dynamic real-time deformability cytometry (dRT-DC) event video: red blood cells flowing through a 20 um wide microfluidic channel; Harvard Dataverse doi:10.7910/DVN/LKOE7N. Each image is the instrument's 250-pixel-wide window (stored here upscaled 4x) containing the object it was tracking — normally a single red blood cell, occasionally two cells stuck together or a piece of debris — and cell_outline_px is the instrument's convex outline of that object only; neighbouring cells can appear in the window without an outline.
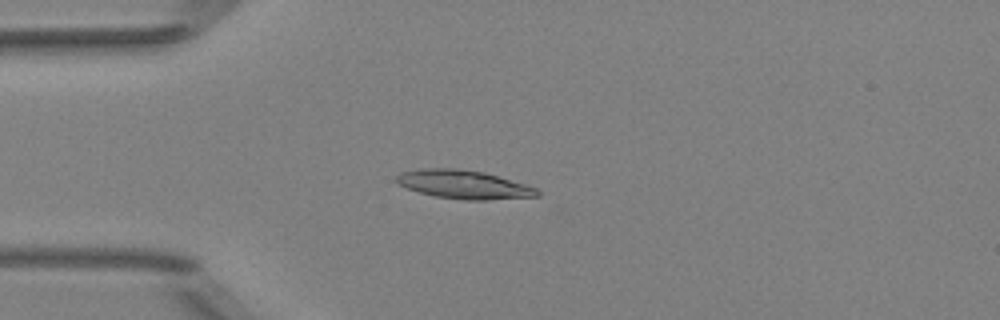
{"species": "Egyptian fruit bat (a non-hibernating species)", "species_latin": "Rousettus aegyptiacus", "temperature_condition": "room temperature", "stored_images_in_passage": 22, "camera_frame_rate_fps": 3000, "um_per_image_px": 0.085, "animal": {"sex": "female"}, "frame": {"image": 1, "passage_image": 1, "time_ms": 0.0, "image_size_px": [1000, 320], "cell_outline_px": [[540, 196], [484, 200], [464, 200], [436, 196], [420, 192], [396, 184], [396, 176], [400, 172], [420, 168], [456, 168], [484, 172], [528, 184], [536, 188], [540, 192]], "centroid_in_image_um": [39.43, 15.67], "position_along_channel_um": 45.6, "area_um2": 23.58}}
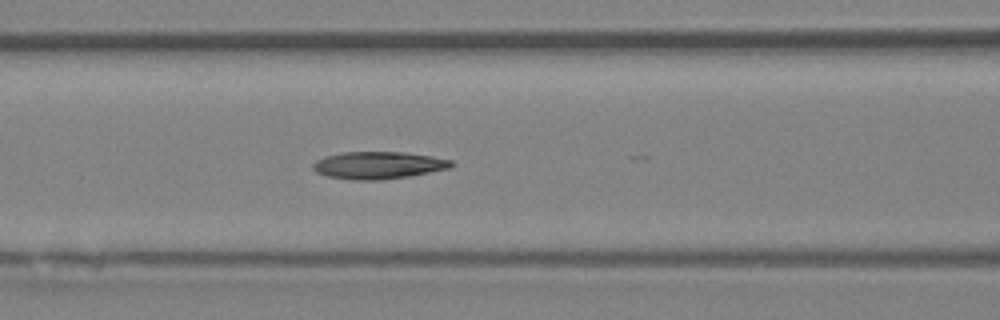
{"frame": {"image": 2, "passage_image": 9, "time_ms": 2.667, "image_size_px": [1000, 320], "cell_outline_px": [[456, 164], [452, 168], [412, 176], [380, 180], [352, 180], [328, 176], [316, 172], [312, 168], [312, 164], [316, 160], [324, 156], [340, 152], [404, 152], [432, 156], [452, 160]], "centroid_in_image_um": [32.19, 14.04], "position_along_channel_um": 134.4, "area_um2": 22.37}}
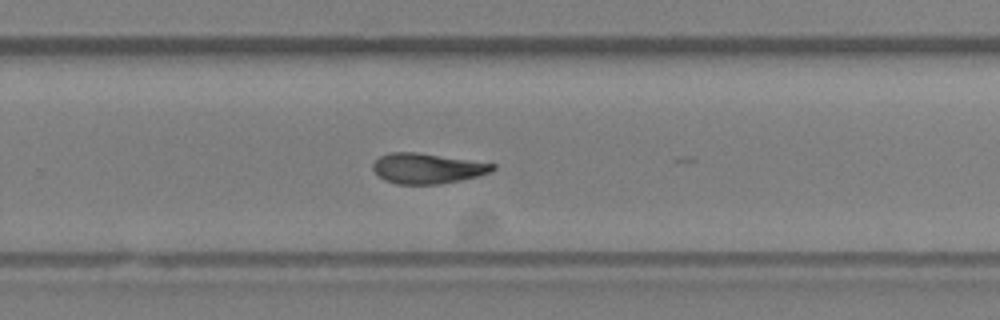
{"frame": {"image": 3, "passage_image": 21, "time_ms": 6.667, "image_size_px": [1000, 320], "cell_outline_px": [[496, 168], [488, 172], [476, 176], [460, 180], [440, 184], [396, 184], [384, 180], [372, 168], [372, 164], [380, 156], [388, 152], [416, 152], [496, 164]], "centroid_in_image_um": [36.28, 14.31], "position_along_channel_um": 293.5, "area_um2": 20.92}}